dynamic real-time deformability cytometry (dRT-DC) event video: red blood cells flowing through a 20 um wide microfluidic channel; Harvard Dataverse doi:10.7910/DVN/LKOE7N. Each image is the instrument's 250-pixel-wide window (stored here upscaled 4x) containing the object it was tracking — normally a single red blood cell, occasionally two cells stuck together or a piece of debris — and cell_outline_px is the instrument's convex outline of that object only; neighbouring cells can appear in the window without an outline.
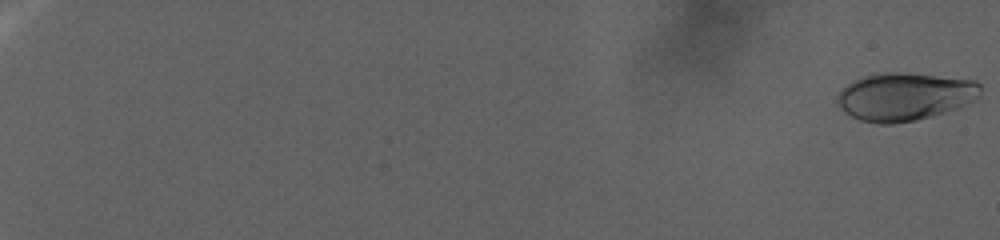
{"species": "human", "species_latin": "Homo sapiens", "temperature_condition": "warm", "stored_images_in_passage": 133, "camera_frame_rate_fps": 3000, "um_per_image_px": 0.085, "donor": {"sex": "female"}, "frame": {"image": 1, "passage_image": 1, "time_ms": 0.0, "image_size_px": [1000, 240], "cell_outline_px": [[980, 96], [976, 100], [968, 104], [944, 112], [916, 120], [892, 124], [880, 124], [860, 120], [844, 112], [836, 104], [836, 96], [852, 80], [864, 76], [884, 72], [896, 72], [976, 80], [980, 84]], "centroid_in_image_um": [76.88, 8.21], "position_along_channel_um": 8.1, "area_um2": 39.94}}
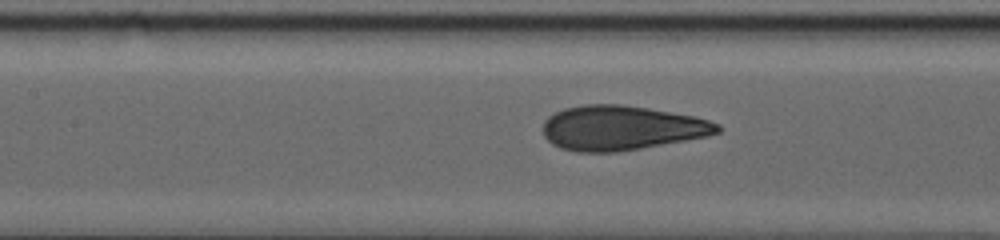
{"frame": {"image": 2, "passage_image": 74, "time_ms": 24.333, "image_size_px": [1000, 240], "cell_outline_px": [[720, 132], [708, 136], [640, 148], [616, 152], [576, 152], [560, 148], [552, 144], [544, 136], [544, 120], [548, 116], [564, 108], [584, 104], [620, 104], [648, 108], [696, 116], [720, 124]], "centroid_in_image_um": [52.82, 10.87], "position_along_channel_um": 154.6, "area_um2": 45.37}}
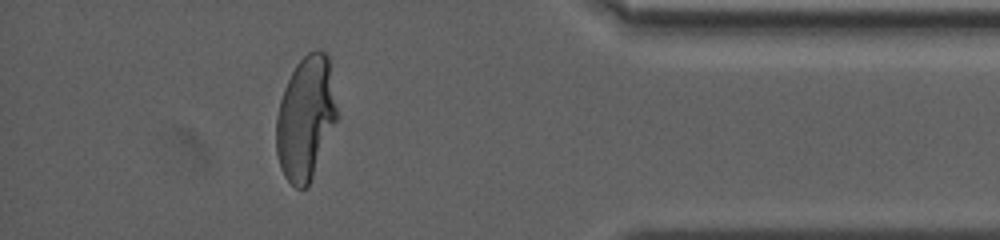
{"frame": {"image": 3, "passage_image": 122, "time_ms": 40.333, "image_size_px": [1000, 240], "cell_outline_px": [[340, 116], [308, 188], [296, 188], [284, 176], [280, 168], [276, 152], [276, 116], [280, 100], [284, 88], [296, 64], [308, 52], [316, 48], [324, 52], [328, 56]], "centroid_in_image_um": [26.01, 10.05], "position_along_channel_um": 409.2, "area_um2": 44.56}}